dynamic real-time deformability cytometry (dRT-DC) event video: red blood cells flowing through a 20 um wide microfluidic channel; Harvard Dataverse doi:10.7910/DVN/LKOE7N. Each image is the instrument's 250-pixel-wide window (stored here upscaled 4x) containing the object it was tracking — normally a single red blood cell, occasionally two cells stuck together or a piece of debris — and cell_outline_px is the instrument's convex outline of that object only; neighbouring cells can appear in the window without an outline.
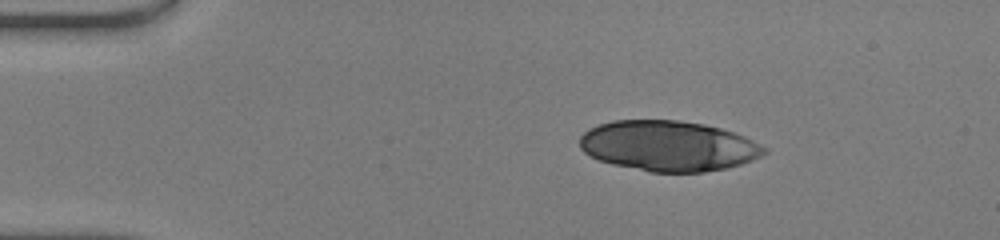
{"species": "human", "species_latin": "Homo sapiens", "temperature_condition": "warm", "stored_images_in_passage": 11, "camera_frame_rate_fps": 3000, "um_per_image_px": 0.085, "donor": {"sex": "male"}, "frame": {"image": 1, "passage_image": 5, "time_ms": 1.333, "image_size_px": [1000, 240], "cell_outline_px": [[728, 164], [716, 168], [688, 172], [660, 172], [604, 160], [588, 152], [584, 148], [584, 136], [588, 132], [596, 128], [608, 124], [628, 120], [664, 120], [692, 124], [712, 128], [720, 132]], "centroid_in_image_um": [55.94, 12.37], "position_along_channel_um": 29.1, "area_um2": 43.0}}